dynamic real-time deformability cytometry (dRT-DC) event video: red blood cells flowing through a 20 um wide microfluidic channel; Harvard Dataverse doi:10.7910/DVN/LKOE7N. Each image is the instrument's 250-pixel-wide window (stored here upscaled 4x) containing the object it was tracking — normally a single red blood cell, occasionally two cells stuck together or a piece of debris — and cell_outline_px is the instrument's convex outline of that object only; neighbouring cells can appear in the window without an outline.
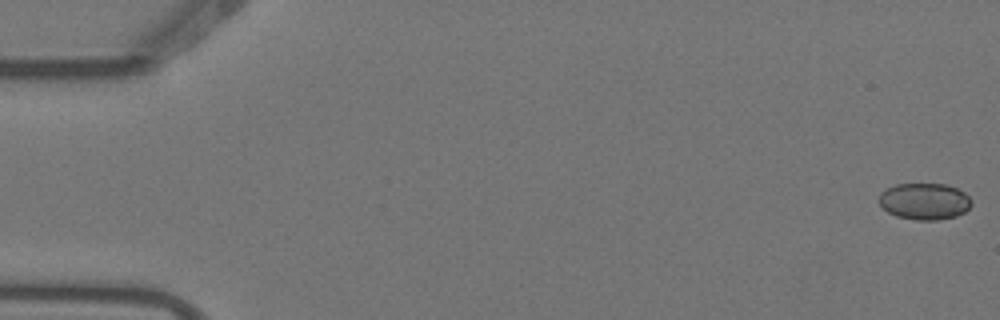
{"species": "Egyptian fruit bat (a non-hibernating species)", "species_latin": "Rousettus aegyptiacus", "temperature_condition": "warm", "stored_images_in_passage": 5, "camera_frame_rate_fps": 3000, "um_per_image_px": 0.085, "animal": {"sex": "female"}, "frame": {"image": 1, "passage_image": 1, "time_ms": 0.0, "image_size_px": [1000, 320], "cell_outline_px": [[972, 204], [964, 212], [956, 216], [940, 220], [916, 220], [896, 216], [888, 212], [880, 204], [880, 192], [896, 184], [944, 184], [956, 188], [964, 192], [972, 200]], "centroid_in_image_um": [78.6, 17.12], "position_along_channel_um": 6.4, "area_um2": 19.65}}
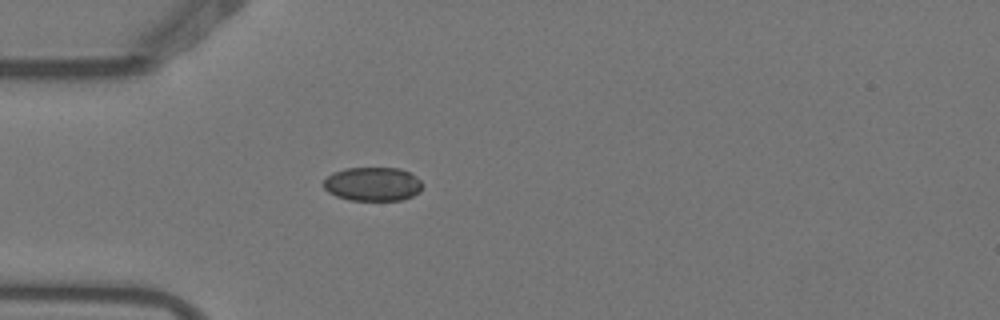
{"frame": {"image": 2, "passage_image": 5, "time_ms": 1.333, "image_size_px": [1000, 320], "cell_outline_px": [[420, 192], [412, 196], [400, 200], [348, 200], [336, 196], [328, 192], [324, 188], [324, 180], [332, 172], [344, 168], [400, 168], [412, 172], [420, 180]], "centroid_in_image_um": [31.67, 15.63], "position_along_channel_um": 53.3, "area_um2": 19.59}}